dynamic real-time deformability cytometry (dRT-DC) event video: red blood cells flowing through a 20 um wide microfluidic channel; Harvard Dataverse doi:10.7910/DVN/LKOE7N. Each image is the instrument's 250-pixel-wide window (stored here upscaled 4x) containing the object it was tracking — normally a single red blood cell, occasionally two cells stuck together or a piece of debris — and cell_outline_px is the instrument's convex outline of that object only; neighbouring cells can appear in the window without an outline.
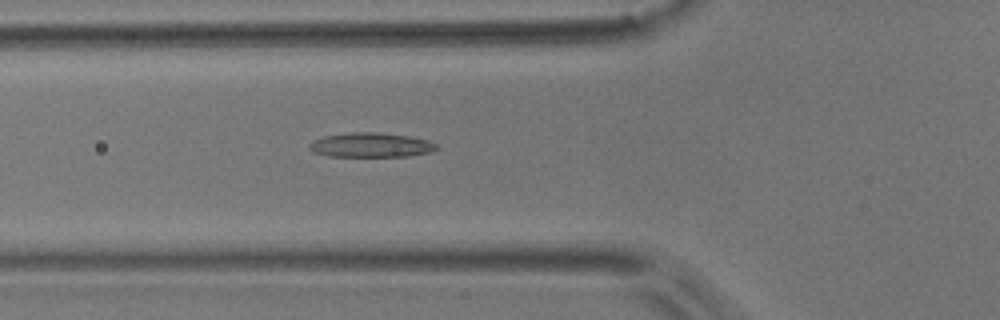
{"species": "common noctule bat (a hibernating species)", "species_latin": "Nyctalus noctula", "temperature_condition": "room temperature", "stored_images_in_passage": 38, "camera_frame_rate_fps": 3000, "um_per_image_px": 0.085, "animal": {"sex": "male", "body_mass_g": 17.9}, "frame": {"image": 1, "passage_image": 10, "time_ms": 3.0, "image_size_px": [1000, 320], "cell_outline_px": [[440, 148], [432, 152], [408, 156], [328, 156], [312, 152], [308, 148], [308, 144], [324, 136], [352, 132], [376, 132], [408, 136], [428, 140], [436, 144]], "centroid_in_image_um": [31.54, 12.33], "position_along_channel_um": 94.3, "area_um2": 18.15}}
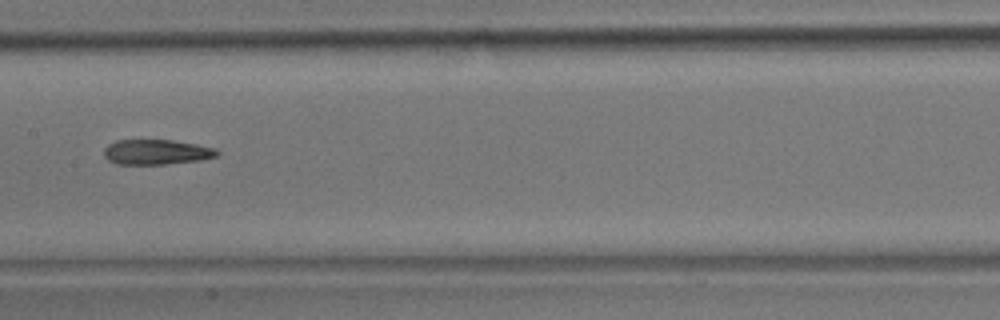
{"frame": {"image": 2, "passage_image": 18, "time_ms": 5.667, "image_size_px": [1000, 320], "cell_outline_px": [[220, 152], [216, 156], [200, 160], [164, 164], [116, 164], [108, 160], [104, 156], [104, 148], [108, 144], [116, 140], [172, 140], [196, 144], [216, 148]], "centroid_in_image_um": [13.28, 12.92], "position_along_channel_um": 194.1, "area_um2": 16.53}}
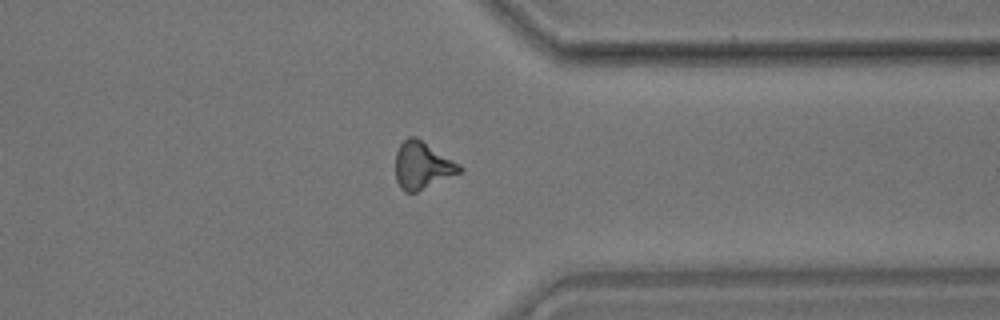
{"frame": {"image": 3, "passage_image": 33, "time_ms": 10.667, "image_size_px": [1000, 320], "cell_outline_px": [[464, 168], [460, 172], [416, 192], [404, 192], [400, 188], [396, 180], [396, 152], [400, 144], [408, 136], [416, 136], [460, 164]], "centroid_in_image_um": [35.88, 14.05], "position_along_channel_um": 375.5, "area_um2": 17.51}, "authors_computed_cell_mechanics": {"area_um2": 16.7909, "velocity_mm_per_s": 3.7127, "shape_relaxation_time_tau1_ms": null, "shape_relaxation_time_tau2_ms": 8.178, "deformation_change_tau1": null, "deformation_change_tau2": 0.2084}}